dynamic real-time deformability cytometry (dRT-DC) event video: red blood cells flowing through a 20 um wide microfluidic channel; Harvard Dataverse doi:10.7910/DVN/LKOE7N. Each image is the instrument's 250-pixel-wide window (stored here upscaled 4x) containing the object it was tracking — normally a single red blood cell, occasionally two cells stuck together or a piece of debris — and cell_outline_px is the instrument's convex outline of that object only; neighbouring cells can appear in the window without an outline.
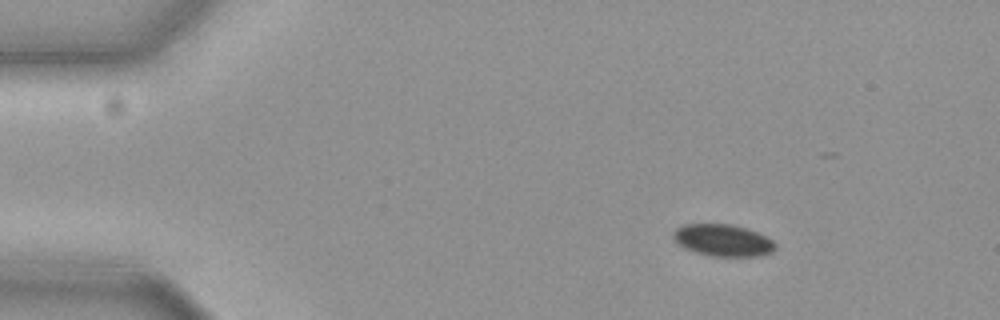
{"species": "common noctule bat (a hibernating species)", "species_latin": "Nyctalus noctula", "temperature_condition": "cold", "stored_images_in_passage": 58, "camera_frame_rate_fps": 3000, "um_per_image_px": 0.085, "animal": {"sex": "female", "body_mass_g": 19.3, "forearm_length_mm": 54.1}, "frame": {"image": 1, "passage_image": 9, "time_ms": 2.667, "image_size_px": [1000, 320], "cell_outline_px": [[776, 248], [772, 252], [760, 256], [712, 256], [696, 252], [684, 248], [672, 236], [672, 232], [676, 228], [684, 224], [732, 224], [756, 232], [772, 240], [776, 244]], "centroid_in_image_um": [61.44, 20.42], "position_along_channel_um": 23.6, "area_um2": 18.84}}
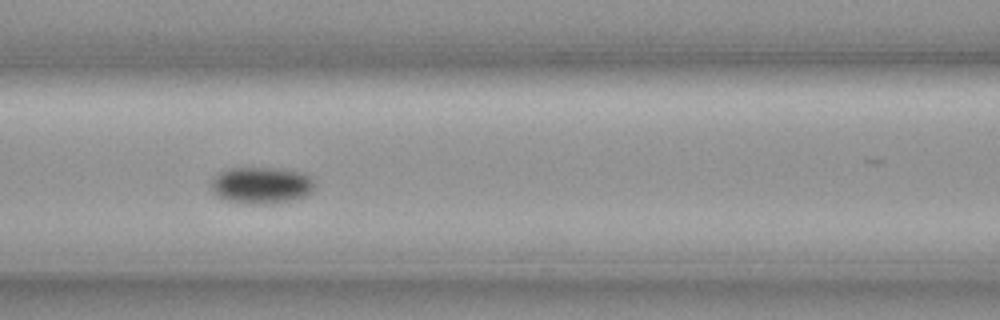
{"frame": {"image": 2, "passage_image": 26, "time_ms": 8.333, "image_size_px": [1000, 320], "cell_outline_px": [[316, 188], [304, 196], [292, 200], [268, 204], [252, 204], [224, 200], [216, 196], [212, 192], [212, 176], [228, 168], [284, 168], [304, 172], [312, 176], [316, 180]], "centroid_in_image_um": [22.26, 15.73], "position_along_channel_um": 144.3, "area_um2": 22.72}}
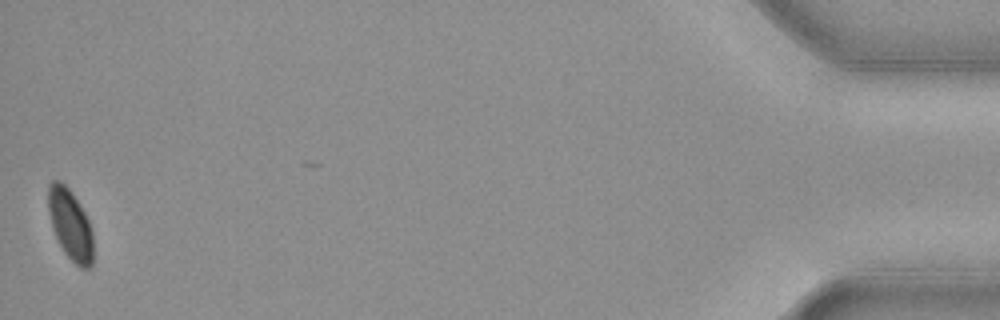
{"frame": {"image": 3, "passage_image": 58, "time_ms": 19.0, "image_size_px": [1000, 320], "cell_outline_px": [[92, 268], [80, 268], [64, 252], [52, 228], [48, 212], [48, 188], [52, 180], [60, 180], [72, 192], [80, 204], [92, 228]], "centroid_in_image_um": [5.97, 19.07], "position_along_channel_um": 429.2, "area_um2": 18.44}}